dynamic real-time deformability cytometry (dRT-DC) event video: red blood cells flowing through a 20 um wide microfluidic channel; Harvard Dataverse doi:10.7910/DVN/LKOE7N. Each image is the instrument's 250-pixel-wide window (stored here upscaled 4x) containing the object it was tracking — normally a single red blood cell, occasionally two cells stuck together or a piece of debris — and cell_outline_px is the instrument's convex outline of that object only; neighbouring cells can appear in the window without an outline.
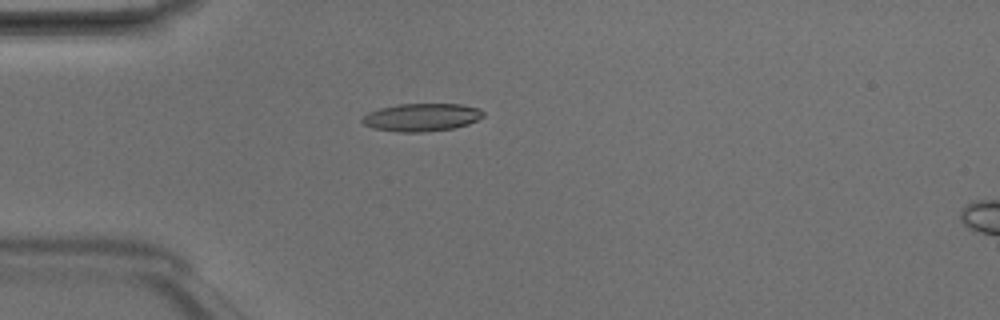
{"species": "Egyptian fruit bat (a non-hibernating species)", "species_latin": "Rousettus aegyptiacus", "temperature_condition": "room temperature", "stored_images_in_passage": 4, "camera_frame_rate_fps": 3000, "um_per_image_px": 0.085, "animal": {"sex": "male"}, "frame": {"image": 1, "passage_image": 4, "time_ms": 1.0, "image_size_px": [1000, 320], "cell_outline_px": [[484, 116], [468, 124], [452, 128], [424, 132], [400, 132], [372, 128], [364, 124], [360, 120], [368, 112], [380, 108], [396, 104], [460, 104], [480, 108], [484, 112]], "centroid_in_image_um": [35.83, 9.96], "position_along_channel_um": 49.2, "area_um2": 19.65}}